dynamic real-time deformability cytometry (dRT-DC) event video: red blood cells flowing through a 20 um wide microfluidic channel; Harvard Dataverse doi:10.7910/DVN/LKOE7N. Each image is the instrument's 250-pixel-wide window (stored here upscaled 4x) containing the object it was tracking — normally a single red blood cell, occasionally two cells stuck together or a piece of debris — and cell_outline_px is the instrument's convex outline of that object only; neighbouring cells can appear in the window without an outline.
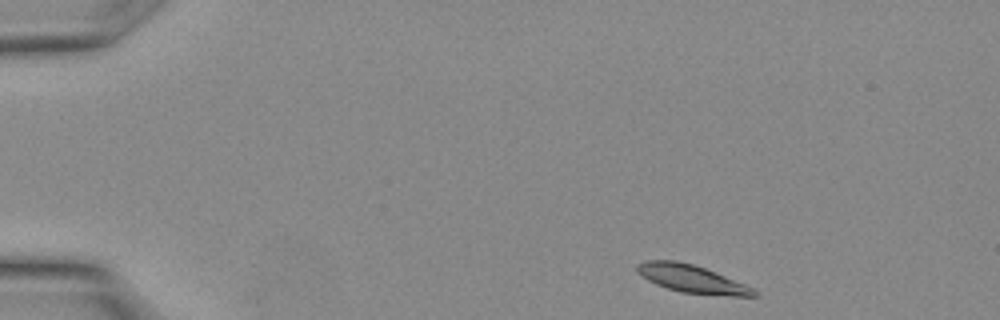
{"species": "Egyptian fruit bat (a non-hibernating species)", "species_latin": "Rousettus aegyptiacus", "temperature_condition": "warm", "stored_images_in_passage": 10, "camera_frame_rate_fps": 3000, "um_per_image_px": 0.085, "animal": {"sex": "female"}, "frame": {"image": 1, "passage_image": 1, "time_ms": 0.0, "image_size_px": [1000, 320], "cell_outline_px": [[756, 296], [732, 296], [680, 292], [656, 284], [648, 280], [636, 268], [636, 264], [644, 260], [676, 260], [692, 264], [704, 268], [744, 284], [752, 288], [756, 292]], "centroid_in_image_um": [58.77, 23.69], "position_along_channel_um": 26.2, "area_um2": 18.5}}
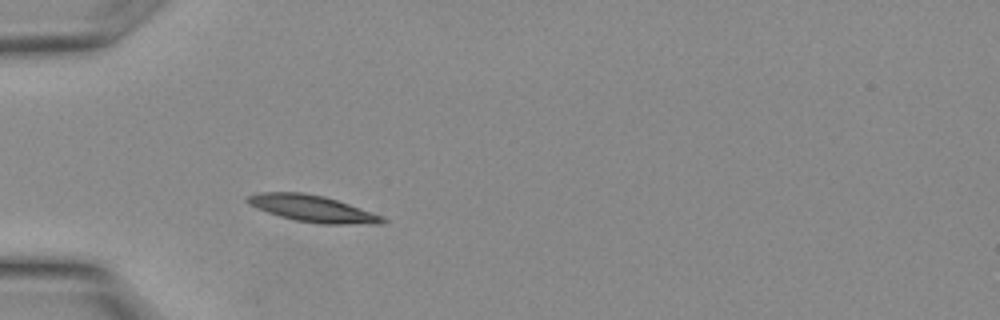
{"frame": {"image": 2, "passage_image": 6, "time_ms": 1.667, "image_size_px": [1000, 320], "cell_outline_px": [[388, 220], [380, 224], [320, 224], [296, 220], [280, 216], [268, 212], [248, 204], [244, 200], [244, 196], [260, 192], [300, 192], [324, 196], [348, 204], [380, 216]], "centroid_in_image_um": [26.49, 17.72], "position_along_channel_um": 58.5, "area_um2": 20.69}}
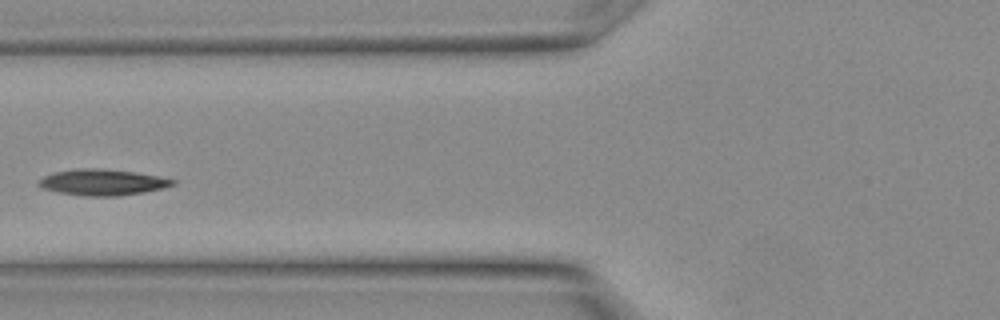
{"frame": {"image": 3, "passage_image": 9, "time_ms": 2.667, "image_size_px": [1000, 320], "cell_outline_px": [[176, 184], [160, 188], [140, 192], [116, 196], [88, 196], [56, 192], [44, 188], [36, 184], [44, 176], [56, 172], [76, 168], [96, 168], [136, 172], [176, 180]], "centroid_in_image_um": [8.67, 15.49], "position_along_channel_um": 117.1, "area_um2": 20.0}}